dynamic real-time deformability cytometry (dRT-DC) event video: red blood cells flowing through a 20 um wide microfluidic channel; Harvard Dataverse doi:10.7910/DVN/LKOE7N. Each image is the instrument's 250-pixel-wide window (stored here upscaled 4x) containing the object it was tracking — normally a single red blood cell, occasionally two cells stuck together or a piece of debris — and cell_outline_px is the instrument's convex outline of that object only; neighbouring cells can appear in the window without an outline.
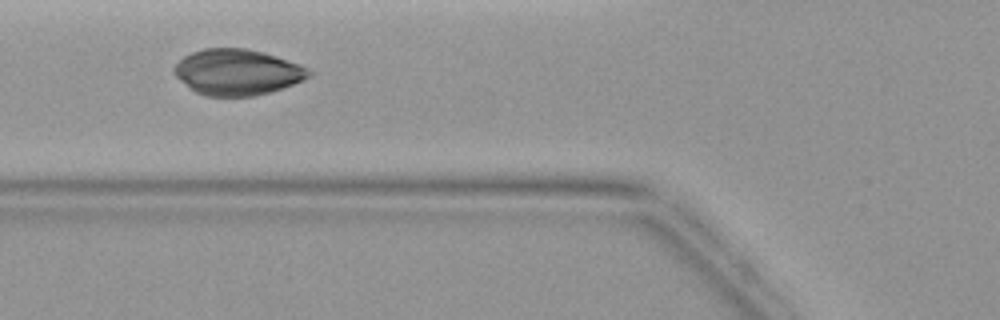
{"species": "common noctule bat (a hibernating species)", "species_latin": "Nyctalus noctula", "temperature_condition": "warm", "stored_images_in_passage": 2, "camera_frame_rate_fps": 3000, "um_per_image_px": 0.085, "animal": {"sex": "female", "body_mass_g": 19.9}, "frame": {"image": 1, "passage_image": 2, "time_ms": 1.0, "image_size_px": [1000, 320], "cell_outline_px": [[316, 72], [312, 76], [292, 84], [256, 96], [204, 96], [196, 92], [180, 80], [172, 72], [172, 68], [184, 56], [192, 52], [204, 48], [248, 48], [264, 52], [300, 64]], "centroid_in_image_um": [20.18, 6.12], "position_along_channel_um": 105.6, "area_um2": 36.13}}